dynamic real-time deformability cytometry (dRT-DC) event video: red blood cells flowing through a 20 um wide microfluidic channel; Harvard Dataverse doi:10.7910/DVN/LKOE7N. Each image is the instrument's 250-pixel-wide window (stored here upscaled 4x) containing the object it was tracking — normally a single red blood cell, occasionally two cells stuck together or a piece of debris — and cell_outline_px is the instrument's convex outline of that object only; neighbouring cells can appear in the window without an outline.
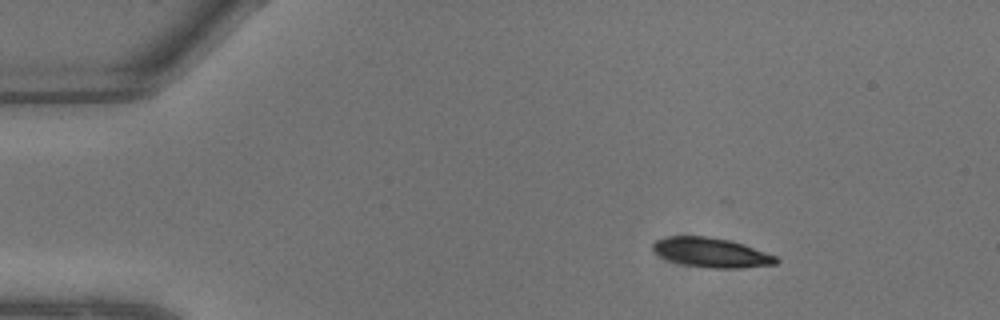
{"species": "common noctule bat (a hibernating species)", "species_latin": "Nyctalus noctula", "temperature_condition": "warm", "stored_images_in_passage": 10, "camera_frame_rate_fps": 3000, "um_per_image_px": 0.085, "animal": {"sex": "male", "body_mass_g": 13.3}, "frame": {"image": 1, "passage_image": 4, "time_ms": 1.0, "image_size_px": [1000, 320], "cell_outline_px": [[780, 260], [776, 264], [744, 268], [712, 268], [684, 264], [672, 260], [656, 252], [652, 248], [652, 244], [656, 240], [668, 236], [708, 236], [732, 240], [744, 244], [776, 256]], "centroid_in_image_um": [60.53, 21.45], "position_along_channel_um": 24.5, "area_um2": 21.04}}
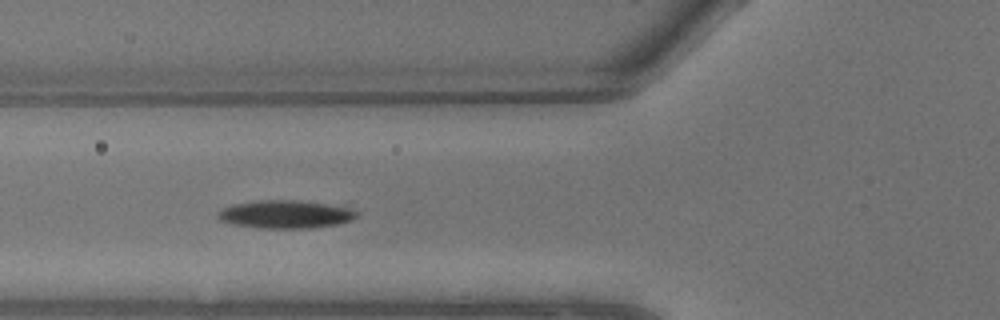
{"frame": {"image": 2, "passage_image": 9, "time_ms": 2.667, "image_size_px": [1000, 320], "cell_outline_px": [[360, 212], [352, 220], [336, 224], [308, 228], [264, 228], [236, 224], [220, 220], [216, 216], [216, 212], [220, 208], [232, 204], [256, 200], [300, 200], [348, 208]], "centroid_in_image_um": [24.21, 18.2], "position_along_channel_um": 101.6, "area_um2": 22.54}}